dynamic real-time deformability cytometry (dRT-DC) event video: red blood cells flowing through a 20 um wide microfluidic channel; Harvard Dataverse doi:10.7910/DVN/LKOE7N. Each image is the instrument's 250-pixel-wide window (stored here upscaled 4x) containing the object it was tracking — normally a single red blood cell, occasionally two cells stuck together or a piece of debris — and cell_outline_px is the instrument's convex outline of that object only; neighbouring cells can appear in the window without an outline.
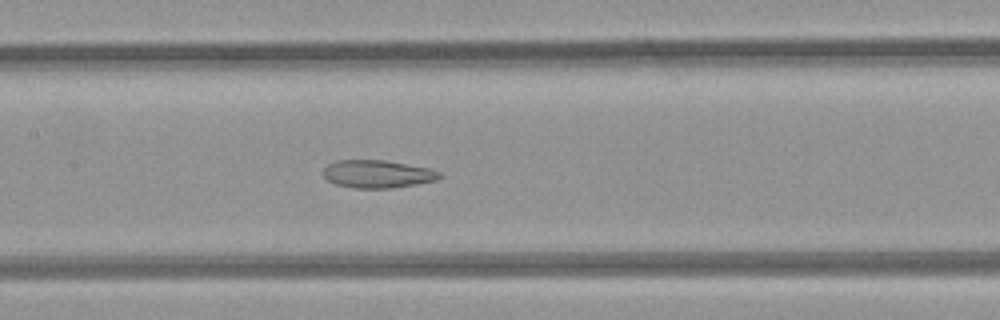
{"species": "common noctule bat (a hibernating species)", "species_latin": "Nyctalus noctula", "temperature_condition": "room temperature", "stored_images_in_passage": 50, "segment_of_instrument_passage": [1, 2], "camera_frame_rate_fps": 3000, "um_per_image_px": 0.085, "animal": {"sex": "female", "body_mass_g": 21.9}, "frame": {"image": 1, "passage_image": 23, "time_ms": 7.333, "image_size_px": [1000, 320], "cell_outline_px": [[444, 176], [436, 180], [416, 184], [392, 188], [352, 188], [336, 184], [328, 180], [324, 176], [324, 168], [328, 164], [336, 160], [384, 160], [432, 168], [440, 172]], "centroid_in_image_um": [32.12, 14.78], "position_along_channel_um": 175.3, "area_um2": 18.96}}
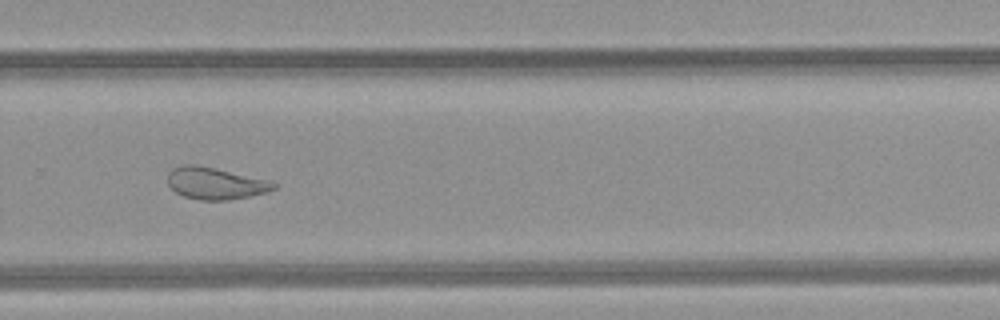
{"frame": {"image": 2, "passage_image": 33, "time_ms": 10.667, "image_size_px": [1000, 320], "cell_outline_px": [[276, 188], [268, 192], [228, 200], [200, 200], [184, 196], [176, 192], [168, 184], [168, 172], [172, 168], [184, 164], [196, 164], [268, 180], [276, 184]], "centroid_in_image_um": [18.28, 15.58], "position_along_channel_um": 311.5, "area_um2": 19.54}}
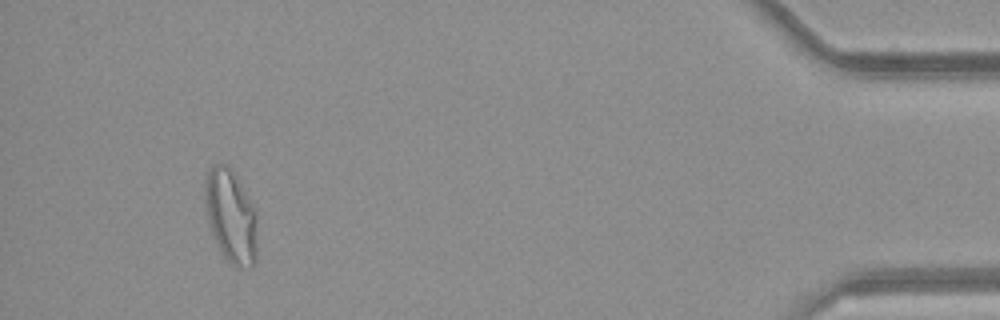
{"frame": {"image": 3, "passage_image": 46, "time_ms": 15.0, "image_size_px": [1000, 320], "cell_outline_px": [[256, 260], [252, 268], [236, 268], [224, 256], [216, 244], [208, 220], [204, 192], [204, 180], [212, 164], [228, 164], [232, 168], [252, 204], [256, 212]], "centroid_in_image_um": [19.62, 18.37], "position_along_channel_um": 415.6, "area_um2": 28.55}}